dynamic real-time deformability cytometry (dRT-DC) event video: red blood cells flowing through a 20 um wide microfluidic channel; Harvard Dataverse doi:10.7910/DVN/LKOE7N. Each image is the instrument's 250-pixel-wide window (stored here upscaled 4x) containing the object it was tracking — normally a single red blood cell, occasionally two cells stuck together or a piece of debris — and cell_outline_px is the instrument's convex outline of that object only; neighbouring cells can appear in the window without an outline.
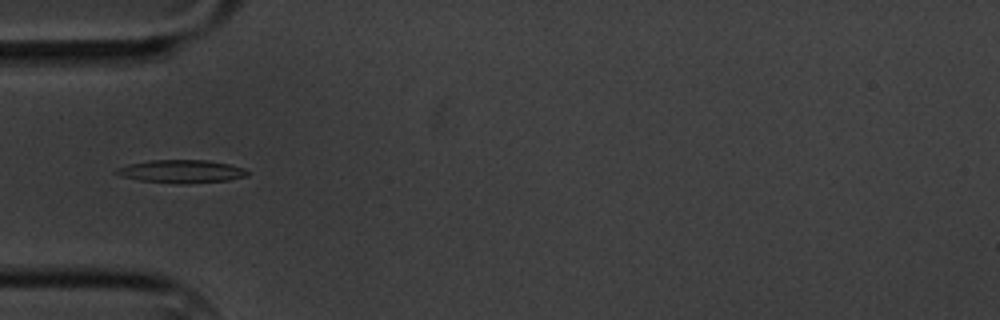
{"species": "common noctule bat (a hibernating species)", "species_latin": "Nyctalus noctula", "temperature_condition": "cold", "stored_images_in_passage": 4, "camera_frame_rate_fps": 3000, "um_per_image_px": 0.085, "animal": {"sex": "male", "body_mass_g": 20.1, "forearm_length_mm": 53.5}, "frame": {"image": 1, "passage_image": 3, "time_ms": 2.333, "image_size_px": [1000, 320], "cell_outline_px": [[248, 176], [228, 180], [184, 184], [176, 184], [140, 180], [120, 176], [112, 172], [116, 168], [128, 164], [148, 160], [208, 160], [228, 164], [244, 168], [248, 172]], "centroid_in_image_um": [15.38, 14.57], "position_along_channel_um": 69.6, "area_um2": 17.74}}
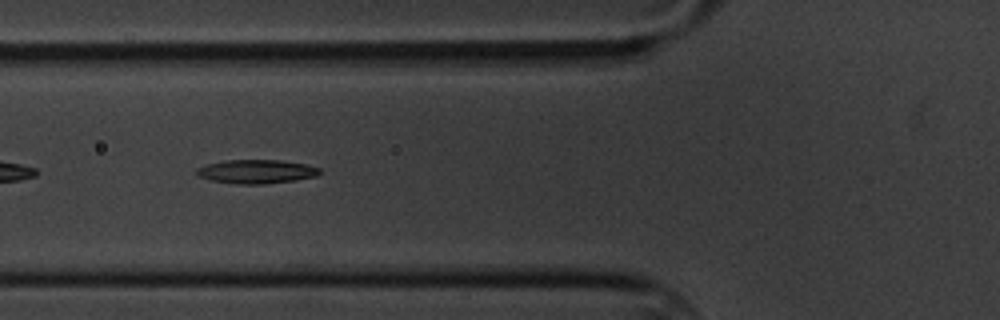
{"frame": {"image": 2, "passage_image": 4, "time_ms": 3.333, "image_size_px": [1000, 320], "cell_outline_px": [[320, 172], [316, 176], [296, 180], [264, 184], [236, 184], [212, 180], [196, 176], [196, 168], [208, 164], [224, 160], [280, 160], [304, 164], [320, 168]], "centroid_in_image_um": [21.77, 14.58], "position_along_channel_um": 104.0, "area_um2": 17.05}}